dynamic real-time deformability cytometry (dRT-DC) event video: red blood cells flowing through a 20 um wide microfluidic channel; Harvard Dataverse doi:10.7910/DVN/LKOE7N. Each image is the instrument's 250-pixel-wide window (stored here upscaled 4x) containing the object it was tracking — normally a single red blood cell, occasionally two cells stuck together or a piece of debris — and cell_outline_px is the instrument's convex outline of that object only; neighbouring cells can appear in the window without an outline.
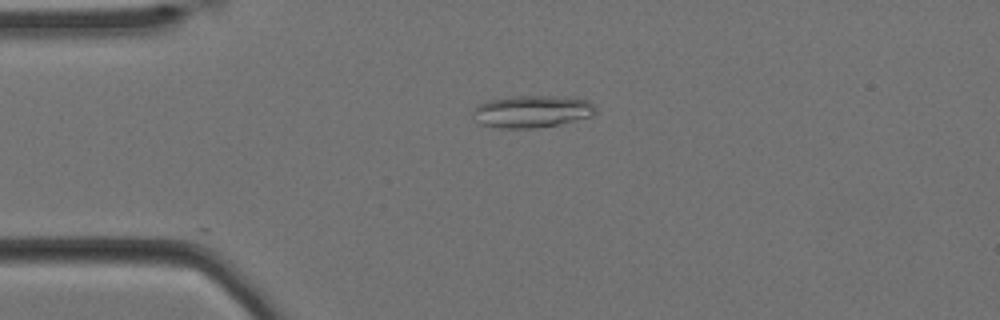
{"species": "Egyptian fruit bat (a non-hibernating species)", "species_latin": "Rousettus aegyptiacus", "temperature_condition": "cold", "stored_images_in_passage": 6, "camera_frame_rate_fps": 3000, "um_per_image_px": 0.085, "animal": {"sex": "female"}, "frame": {"image": 1, "passage_image": 1, "time_ms": 0.0, "image_size_px": [1000, 320], "cell_outline_px": [[596, 112], [592, 116], [556, 124], [536, 128], [500, 128], [480, 124], [476, 120], [472, 112], [480, 104], [488, 100], [508, 96], [572, 96], [588, 100], [596, 108]], "centroid_in_image_um": [45.23, 9.45], "position_along_channel_um": 39.8, "area_um2": 23.06}}